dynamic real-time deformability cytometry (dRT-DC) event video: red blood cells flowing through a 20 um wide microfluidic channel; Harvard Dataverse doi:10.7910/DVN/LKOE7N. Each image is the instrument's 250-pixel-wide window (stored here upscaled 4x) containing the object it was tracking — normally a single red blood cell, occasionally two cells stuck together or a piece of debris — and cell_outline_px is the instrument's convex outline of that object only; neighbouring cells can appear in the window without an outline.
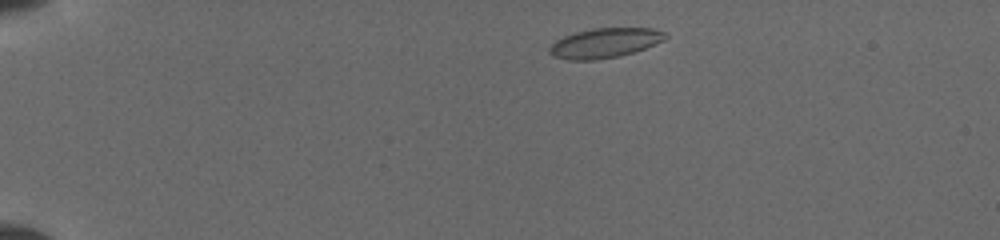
{"species": "common noctule bat (a hibernating species)", "species_latin": "Nyctalus noctula", "temperature_condition": "cold", "stored_images_in_passage": 20, "camera_frame_rate_fps": 3000, "um_per_image_px": 0.085, "animal": {"sex": "female", "body_mass_g": 19.5, "forearm_length_mm": 54.1}, "frame": {"image": 1, "passage_image": 2, "time_ms": 0.667, "image_size_px": [1000, 240], "cell_outline_px": [[668, 36], [664, 40], [644, 48], [620, 56], [596, 60], [568, 60], [552, 56], [548, 52], [548, 48], [556, 40], [564, 36], [576, 32], [592, 28], [652, 28], [668, 32]], "centroid_in_image_um": [51.4, 3.65], "position_along_channel_um": 33.6, "area_um2": 20.17}}
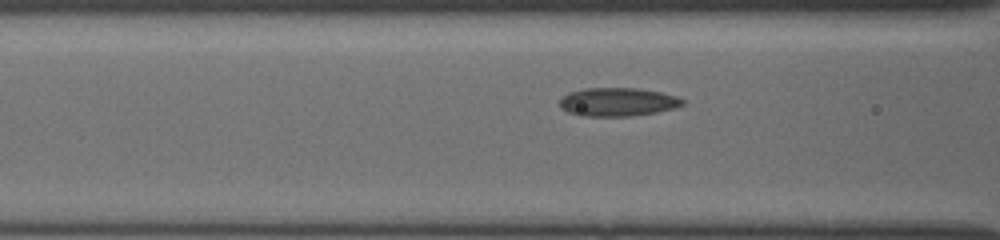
{"frame": {"image": 2, "passage_image": 10, "time_ms": 4.667, "image_size_px": [1000, 240], "cell_outline_px": [[684, 104], [672, 108], [656, 112], [628, 116], [580, 116], [568, 112], [560, 108], [560, 96], [568, 92], [584, 88], [640, 88], [660, 92], [676, 96], [684, 100]], "centroid_in_image_um": [52.44, 8.66], "position_along_channel_um": 114.2, "area_um2": 20.46}}
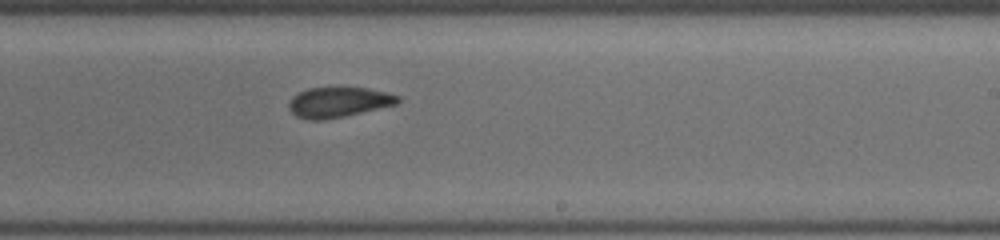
{"frame": {"image": 3, "passage_image": 20, "time_ms": 8.333, "image_size_px": [1000, 240], "cell_outline_px": [[400, 100], [396, 104], [360, 112], [320, 120], [308, 120], [296, 116], [288, 108], [288, 104], [292, 96], [308, 88], [368, 88], [400, 96]], "centroid_in_image_um": [28.73, 8.68], "position_along_channel_um": 260.3, "area_um2": 18.73}}